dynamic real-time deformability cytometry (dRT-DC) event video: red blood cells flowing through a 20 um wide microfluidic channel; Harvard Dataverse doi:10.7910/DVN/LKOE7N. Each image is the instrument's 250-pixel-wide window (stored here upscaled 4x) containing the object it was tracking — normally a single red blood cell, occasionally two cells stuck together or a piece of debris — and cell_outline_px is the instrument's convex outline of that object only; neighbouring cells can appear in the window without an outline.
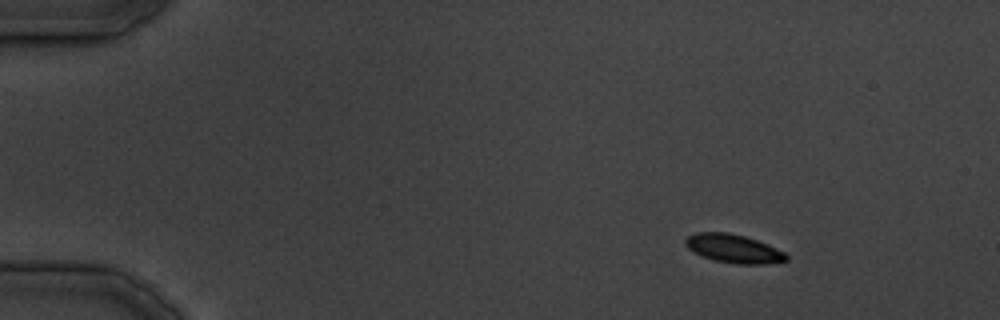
{"species": "common noctule bat (a hibernating species)", "species_latin": "Nyctalus noctula", "temperature_condition": "cold", "stored_images_in_passage": 38, "camera_frame_rate_fps": 3000, "um_per_image_px": 0.085, "animal": {"sex": "male", "body_mass_g": 19.5, "forearm_length_mm": 54.6}, "frame": {"image": 1, "passage_image": 5, "time_ms": 4.667, "image_size_px": [1000, 320], "cell_outline_px": [[788, 260], [764, 264], [736, 264], [716, 260], [700, 256], [688, 248], [684, 244], [684, 240], [688, 236], [696, 232], [728, 232], [744, 236], [768, 244], [784, 252], [788, 256]], "centroid_in_image_um": [62.33, 21.13], "position_along_channel_um": 22.7, "area_um2": 16.76}}
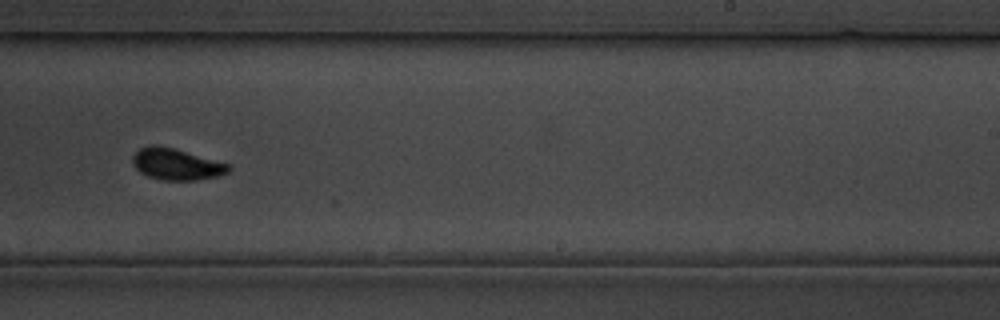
{"frame": {"image": 2, "passage_image": 24, "time_ms": 28.0, "image_size_px": [1000, 320], "cell_outline_px": [[232, 168], [228, 172], [216, 176], [196, 180], [164, 180], [148, 176], [140, 172], [132, 164], [132, 156], [140, 148], [148, 144], [160, 144], [176, 148], [228, 164]], "centroid_in_image_um": [14.95, 13.93], "position_along_channel_um": 274.1, "area_um2": 17.69}}
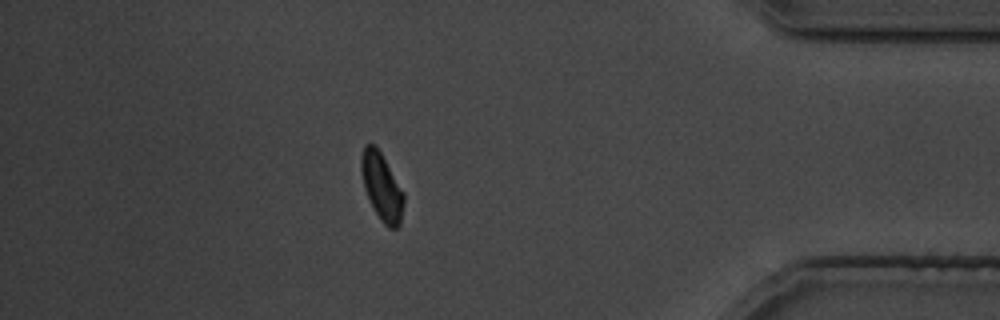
{"frame": {"image": 3, "passage_image": 33, "time_ms": 39.0, "image_size_px": [1000, 320], "cell_outline_px": [[404, 204], [400, 224], [396, 228], [388, 228], [380, 220], [364, 188], [360, 168], [360, 156], [364, 144], [372, 144], [380, 152], [404, 192]], "centroid_in_image_um": [32.44, 15.87], "position_along_channel_um": 402.8, "area_um2": 16.53}}